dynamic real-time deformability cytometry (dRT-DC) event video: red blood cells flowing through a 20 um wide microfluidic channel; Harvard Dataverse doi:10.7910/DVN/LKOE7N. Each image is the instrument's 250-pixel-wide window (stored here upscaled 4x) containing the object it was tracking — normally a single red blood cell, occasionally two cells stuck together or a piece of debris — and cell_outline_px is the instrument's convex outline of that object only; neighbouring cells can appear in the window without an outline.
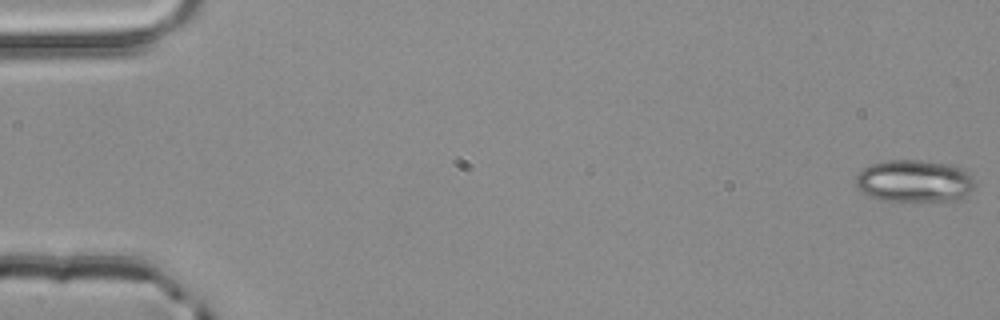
{"species": "common noctule bat (a hibernating species)", "species_latin": "Nyctalus noctula", "temperature_condition": "room temperature", "stored_images_in_passage": 5, "camera_frame_rate_fps": 3000, "um_per_image_px": 0.085, "animal": {"sex": "male", "body_mass_g": 20.4}, "frame": {"image": 1, "passage_image": 1, "time_ms": 0.0, "image_size_px": [1000, 320], "cell_outline_px": [[976, 184], [960, 200], [880, 200], [868, 196], [856, 184], [856, 176], [864, 168], [872, 164], [888, 160], [920, 160], [956, 164], [964, 168]], "centroid_in_image_um": [77.75, 15.36], "position_along_channel_um": 7.2, "area_um2": 29.19}}